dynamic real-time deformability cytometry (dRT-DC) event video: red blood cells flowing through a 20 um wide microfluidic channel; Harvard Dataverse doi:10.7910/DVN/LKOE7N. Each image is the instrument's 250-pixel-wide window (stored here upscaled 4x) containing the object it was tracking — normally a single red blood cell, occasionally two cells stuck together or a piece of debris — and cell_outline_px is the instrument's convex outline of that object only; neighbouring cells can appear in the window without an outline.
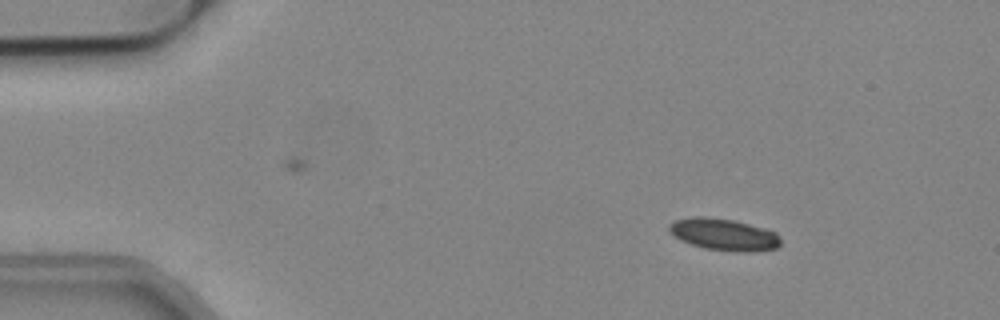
{"species": "common noctule bat (a hibernating species)", "species_latin": "Nyctalus noctula", "temperature_condition": "cold", "stored_images_in_passage": 16, "camera_frame_rate_fps": 3000, "um_per_image_px": 0.085, "animal": {"sex": "male", "body_mass_g": 19.2, "forearm_length_mm": 51.8}, "frame": {"image": 1, "passage_image": 7, "time_ms": 2.0, "image_size_px": [1000, 320], "cell_outline_px": [[780, 244], [776, 248], [756, 252], [736, 252], [704, 248], [680, 240], [668, 228], [668, 224], [676, 220], [692, 216], [704, 216], [732, 220], [768, 228], [776, 232], [780, 236]], "centroid_in_image_um": [61.58, 19.93], "position_along_channel_um": 23.4, "area_um2": 20.87}}